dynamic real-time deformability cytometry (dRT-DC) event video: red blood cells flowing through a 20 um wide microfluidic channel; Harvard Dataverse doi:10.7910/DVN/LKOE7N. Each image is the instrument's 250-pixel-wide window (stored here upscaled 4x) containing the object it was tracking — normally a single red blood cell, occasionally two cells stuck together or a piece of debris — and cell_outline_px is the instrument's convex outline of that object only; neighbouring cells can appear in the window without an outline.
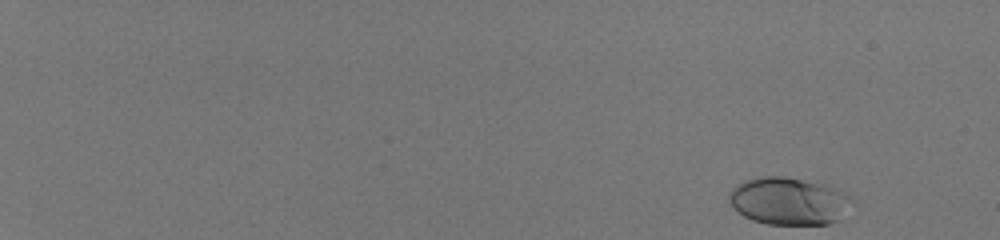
{"species": "human", "species_latin": "Homo sapiens", "temperature_condition": "room temperature", "stored_images_in_passage": 52, "camera_frame_rate_fps": 3000, "um_per_image_px": 0.085, "donor": {"sex": "male"}, "frame": {"image": 1, "passage_image": 1, "time_ms": 0.0, "image_size_px": [1000, 240], "cell_outline_px": [[856, 200], [840, 220], [828, 224], [768, 224], [752, 220], [744, 216], [732, 208], [728, 200], [728, 196], [732, 188], [736, 184], [744, 180], [760, 176], [784, 176], [832, 184]], "centroid_in_image_um": [67.09, 17.07], "position_along_channel_um": 17.9, "area_um2": 34.91}}
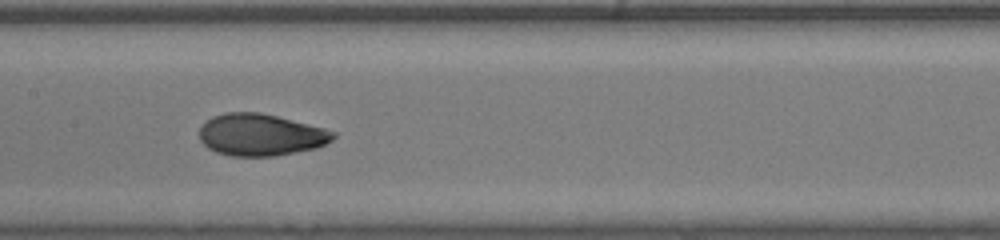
{"frame": {"image": 2, "passage_image": 30, "time_ms": 9.667, "image_size_px": [1000, 240], "cell_outline_px": [[336, 136], [332, 140], [316, 148], [276, 156], [232, 156], [216, 152], [208, 148], [200, 140], [200, 128], [212, 116], [224, 112], [260, 112], [324, 128], [336, 132]], "centroid_in_image_um": [22.15, 11.46], "position_along_channel_um": 185.2, "area_um2": 32.6}}
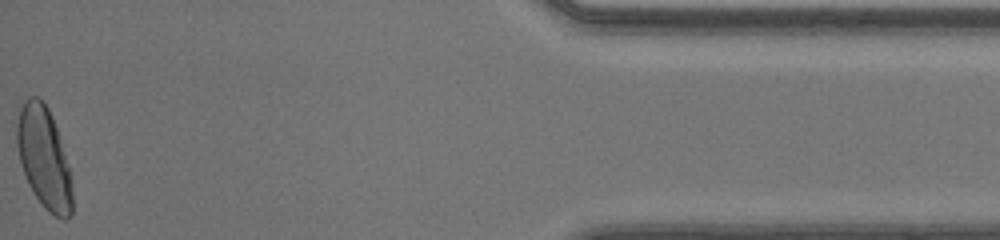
{"frame": {"image": 3, "passage_image": 52, "time_ms": 17.0, "image_size_px": [1000, 240], "cell_outline_px": [[72, 216], [68, 220], [60, 220], [48, 212], [44, 208], [28, 184], [20, 164], [16, 144], [16, 124], [20, 108], [24, 100], [28, 96], [36, 96], [48, 108], [56, 128], [68, 164], [72, 184]], "centroid_in_image_um": [3.73, 13.47], "position_along_channel_um": 431.5, "area_um2": 32.89}, "authors_computed_cell_mechanics": {"area_um2": 32.368, "velocity_mm_per_s": 4.1152, "shape_relaxation_time_tau1_ms": 5.1987, "shape_relaxation_time_tau2_ms": null, "deformation_change_tau1": 0.1783, "deformation_change_tau2": null}}